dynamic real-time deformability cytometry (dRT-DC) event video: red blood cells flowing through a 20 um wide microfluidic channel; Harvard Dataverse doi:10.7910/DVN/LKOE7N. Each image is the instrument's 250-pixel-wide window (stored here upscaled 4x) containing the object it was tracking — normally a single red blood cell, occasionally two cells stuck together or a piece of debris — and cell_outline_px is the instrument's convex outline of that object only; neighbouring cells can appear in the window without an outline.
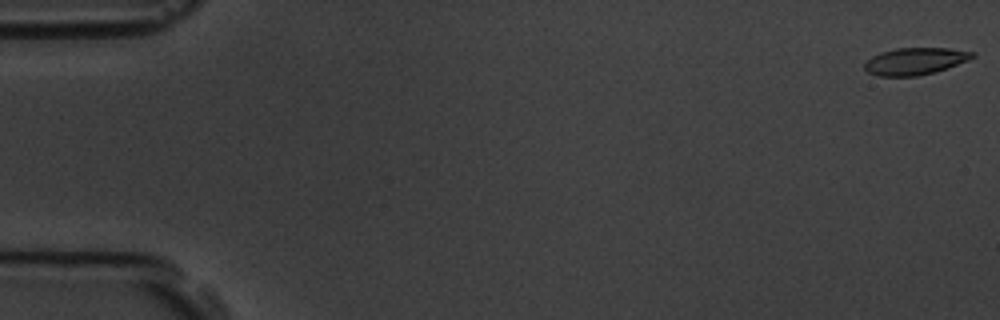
{"species": "common noctule bat (a hibernating species)", "species_latin": "Nyctalus noctula", "temperature_condition": "room temperature", "stored_images_in_passage": 8, "camera_frame_rate_fps": 3000, "um_per_image_px": 0.085, "animal": {"sex": "male", "body_mass_g": 19.5, "forearm_length_mm": 54.6}, "frame": {"image": 1, "passage_image": 1, "time_ms": 0.0, "image_size_px": [1000, 320], "cell_outline_px": [[976, 56], [968, 60], [932, 72], [916, 76], [880, 76], [868, 72], [864, 68], [864, 64], [872, 56], [880, 52], [896, 48], [948, 48], [976, 52]], "centroid_in_image_um": [77.77, 5.18], "position_along_channel_um": 7.2, "area_um2": 16.76}}
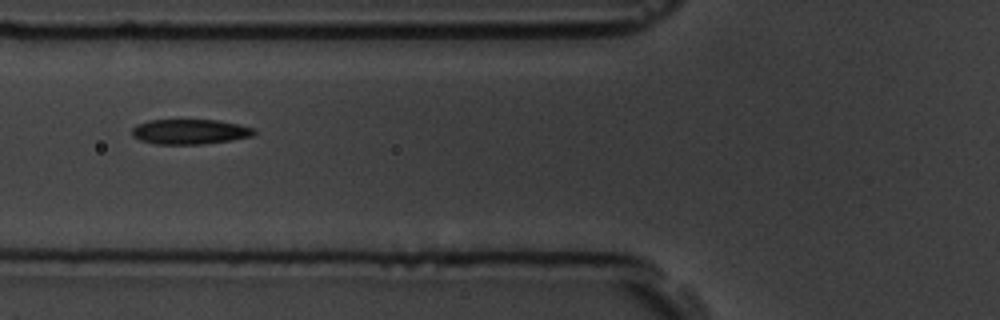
{"frame": {"image": 2, "passage_image": 6, "time_ms": 6.667, "image_size_px": [1000, 320], "cell_outline_px": [[256, 132], [252, 136], [232, 140], [204, 144], [156, 144], [140, 140], [132, 136], [132, 128], [136, 124], [148, 120], [216, 120], [240, 124], [256, 128]], "centroid_in_image_um": [16.15, 11.19], "position_along_channel_um": 109.6, "area_um2": 17.98}}
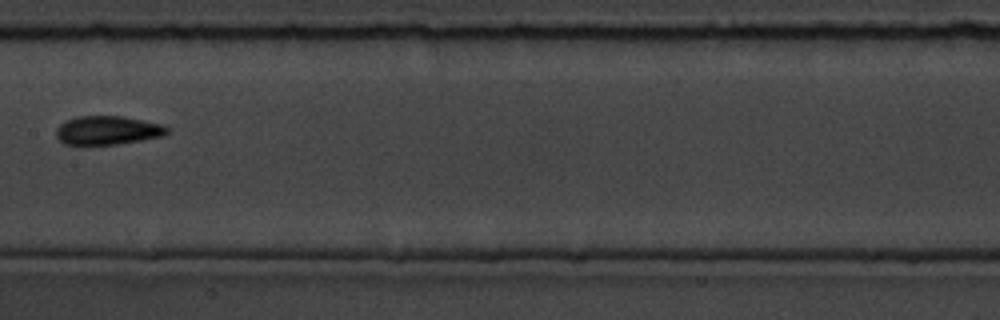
{"frame": {"image": 3, "passage_image": 8, "time_ms": 9.0, "image_size_px": [1000, 320], "cell_outline_px": [[168, 132], [160, 136], [140, 140], [116, 144], [64, 144], [56, 136], [56, 128], [60, 124], [76, 116], [124, 116], [164, 124], [168, 128]], "centroid_in_image_um": [9.14, 11.06], "position_along_channel_um": 198.3, "area_um2": 18.44}}